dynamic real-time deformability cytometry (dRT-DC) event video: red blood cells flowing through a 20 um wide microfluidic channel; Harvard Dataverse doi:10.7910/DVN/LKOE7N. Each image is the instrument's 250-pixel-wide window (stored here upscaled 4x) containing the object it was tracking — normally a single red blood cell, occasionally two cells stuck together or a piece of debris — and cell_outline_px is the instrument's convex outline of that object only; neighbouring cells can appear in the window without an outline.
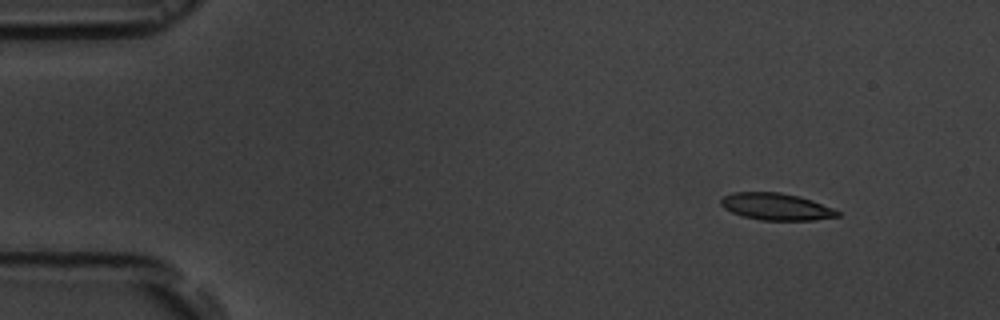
{"species": "common noctule bat (a hibernating species)", "species_latin": "Nyctalus noctula", "temperature_condition": "room temperature", "stored_images_in_passage": 5, "camera_frame_rate_fps": 3000, "um_per_image_px": 0.085, "animal": {"sex": "male", "body_mass_g": 19.5, "forearm_length_mm": 54.6}, "frame": {"image": 1, "passage_image": 1, "time_ms": 0.0, "image_size_px": [1000, 320], "cell_outline_px": [[840, 216], [816, 220], [760, 220], [744, 216], [732, 212], [724, 208], [720, 204], [720, 200], [724, 196], [732, 192], [780, 192], [800, 196], [812, 200], [832, 208], [840, 212]], "centroid_in_image_um": [65.98, 17.56], "position_along_channel_um": 19.0, "area_um2": 18.32}}
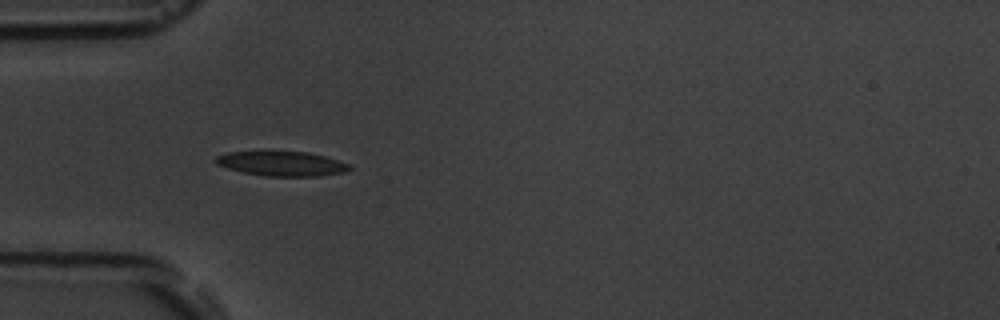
{"frame": {"image": 2, "passage_image": 4, "time_ms": 3.667, "image_size_px": [1000, 320], "cell_outline_px": [[352, 168], [344, 172], [320, 176], [268, 176], [244, 172], [228, 168], [216, 164], [216, 156], [228, 152], [268, 148], [272, 148], [308, 152], [324, 156], [348, 164]], "centroid_in_image_um": [23.89, 13.85], "position_along_channel_um": 61.1, "area_um2": 20.0}}
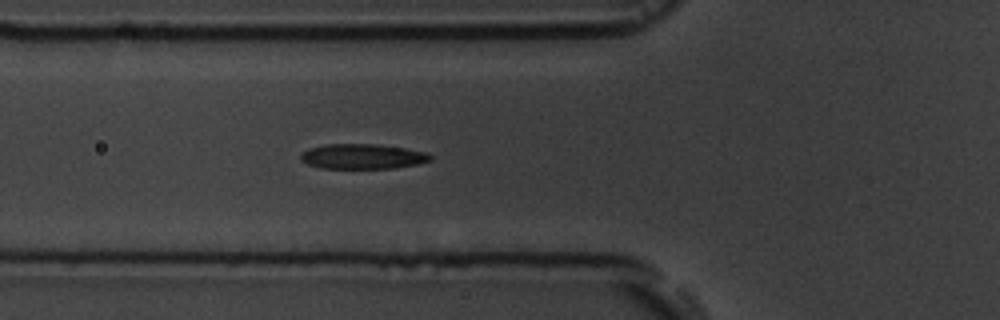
{"frame": {"image": 3, "passage_image": 5, "time_ms": 4.667, "image_size_px": [1000, 320], "cell_outline_px": [[432, 160], [416, 164], [392, 168], [320, 168], [308, 164], [300, 160], [300, 156], [308, 148], [324, 144], [376, 144], [404, 148], [428, 152], [432, 156]], "centroid_in_image_um": [30.81, 13.29], "position_along_channel_um": 95.0, "area_um2": 18.9}}